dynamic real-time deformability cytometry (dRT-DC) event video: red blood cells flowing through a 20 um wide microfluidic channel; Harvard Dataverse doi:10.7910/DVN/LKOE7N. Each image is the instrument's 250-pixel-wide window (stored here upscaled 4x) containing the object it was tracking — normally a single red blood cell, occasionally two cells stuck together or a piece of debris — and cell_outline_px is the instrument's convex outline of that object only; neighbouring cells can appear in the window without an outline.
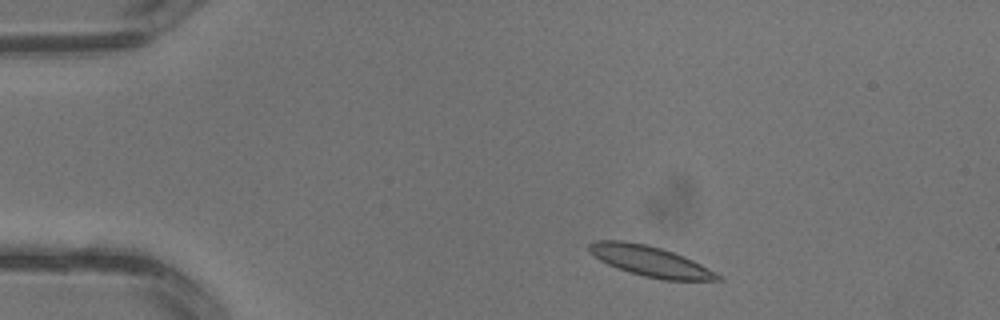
{"species": "common noctule bat (a hibernating species)", "species_latin": "Nyctalus noctula", "temperature_condition": "warm", "stored_images_in_passage": 2, "camera_frame_rate_fps": 3000, "um_per_image_px": 0.085, "animal": {"sex": "male", "body_mass_g": 13.3}, "frame": {"image": 1, "passage_image": 1, "time_ms": 0.0, "image_size_px": [1000, 320], "cell_outline_px": [[720, 280], [664, 280], [644, 276], [628, 272], [616, 268], [600, 260], [588, 248], [588, 244], [596, 240], [624, 240], [644, 244], [660, 248], [684, 256], [700, 264], [720, 276]], "centroid_in_image_um": [55.22, 22.19], "position_along_channel_um": 29.8, "area_um2": 22.37}}